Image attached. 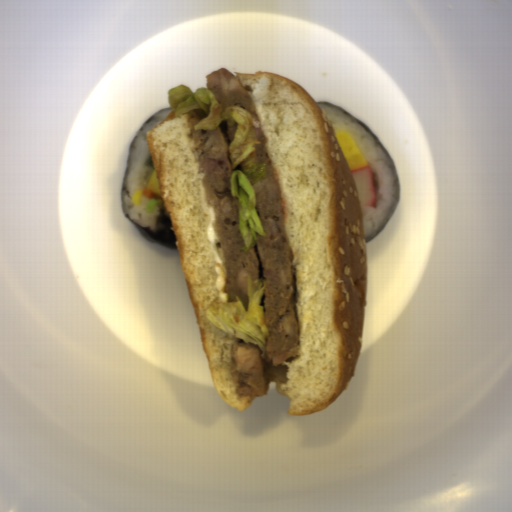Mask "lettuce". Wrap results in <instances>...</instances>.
I'll use <instances>...</instances> for the list:
<instances>
[{
	"label": "lettuce",
	"instance_id": "9fb2a089",
	"mask_svg": "<svg viewBox=\"0 0 512 512\" xmlns=\"http://www.w3.org/2000/svg\"><path fill=\"white\" fill-rule=\"evenodd\" d=\"M168 104L179 118L193 109H202L207 116L193 124L195 131H215L221 121L237 129L228 145V156L232 172L230 174V196L238 200L239 231L244 243L241 247L247 253L258 245V235L269 237L257 211V197L254 185L270 176L268 162H253L252 153L258 152L254 146L262 145L254 129H261L250 111L240 106H229L223 111L214 93L206 86L193 91L187 84H176L167 89Z\"/></svg>",
	"mask_w": 512,
	"mask_h": 512
},
{
	"label": "lettuce",
	"instance_id": "494a5c6d",
	"mask_svg": "<svg viewBox=\"0 0 512 512\" xmlns=\"http://www.w3.org/2000/svg\"><path fill=\"white\" fill-rule=\"evenodd\" d=\"M264 281L267 280L252 281V274H248L247 310L239 295L235 296L236 302H223L216 296L205 314L211 323L224 333L243 340L247 345L258 346L262 351L261 358L267 361L270 329L265 323V306L260 305L265 295Z\"/></svg>",
	"mask_w": 512,
	"mask_h": 512
}]
</instances>
